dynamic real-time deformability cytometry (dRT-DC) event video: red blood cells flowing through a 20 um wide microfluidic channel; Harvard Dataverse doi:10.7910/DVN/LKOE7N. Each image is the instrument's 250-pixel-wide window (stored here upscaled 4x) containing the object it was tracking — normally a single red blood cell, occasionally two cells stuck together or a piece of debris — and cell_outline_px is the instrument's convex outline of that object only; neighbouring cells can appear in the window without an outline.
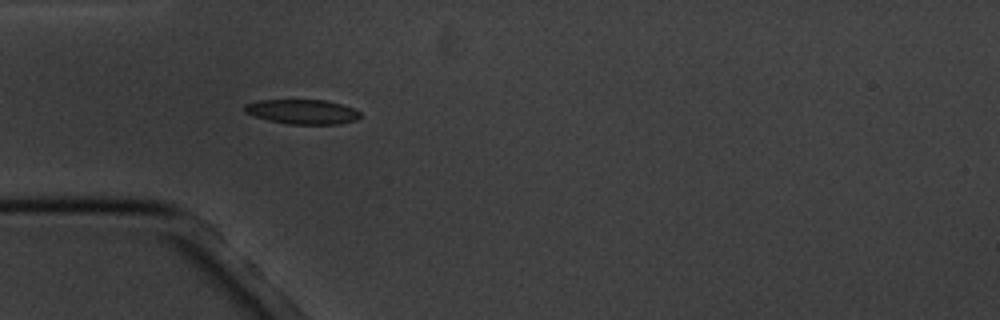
{"species": "common noctule bat (a hibernating species)", "species_latin": "Nyctalus noctula", "temperature_condition": "cold", "stored_images_in_passage": 5, "camera_frame_rate_fps": 3000, "um_per_image_px": 0.085, "animal": {"sex": "male", "body_mass_g": 20.1, "forearm_length_mm": 53.5}, "frame": {"image": 1, "passage_image": 5, "time_ms": 4.667, "image_size_px": [1000, 320], "cell_outline_px": [[360, 116], [356, 120], [340, 124], [288, 124], [268, 120], [244, 112], [244, 104], [260, 100], [324, 100], [340, 104], [352, 108], [360, 112]], "centroid_in_image_um": [25.69, 9.5], "position_along_channel_um": 59.3, "area_um2": 16.47}}